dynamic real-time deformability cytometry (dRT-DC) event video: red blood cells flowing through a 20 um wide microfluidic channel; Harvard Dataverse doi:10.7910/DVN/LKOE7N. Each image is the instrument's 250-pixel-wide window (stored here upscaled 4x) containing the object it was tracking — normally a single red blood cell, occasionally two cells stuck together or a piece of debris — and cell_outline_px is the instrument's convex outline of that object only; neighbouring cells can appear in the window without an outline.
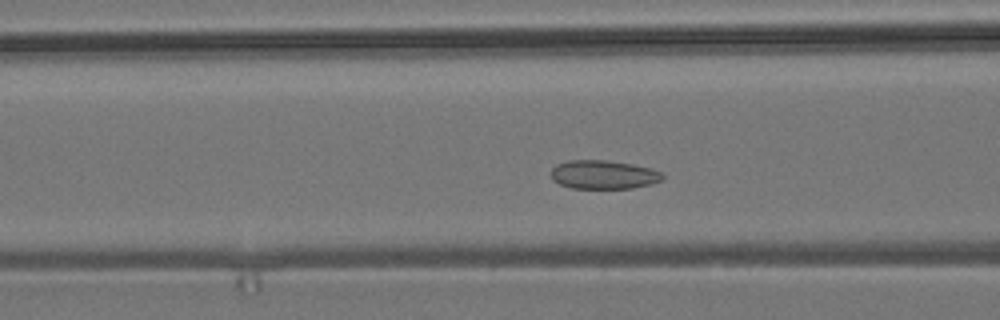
{"species": "common noctule bat (a hibernating species)", "species_latin": "Nyctalus noctula", "temperature_condition": "room temperature", "stored_images_in_passage": 51, "camera_frame_rate_fps": 3000, "um_per_image_px": 0.085, "animal": {"sex": "male", "body_mass_g": 19.2, "forearm_length_mm": 51.8}, "frame": {"image": 1, "passage_image": 16, "time_ms": 5.0, "image_size_px": [1000, 320], "cell_outline_px": [[664, 176], [660, 180], [652, 184], [632, 188], [572, 188], [560, 184], [552, 180], [552, 168], [556, 164], [568, 160], [608, 160], [632, 164], [652, 168], [664, 172]], "centroid_in_image_um": [51.32, 14.83], "position_along_channel_um": 115.3, "area_um2": 18.79}}
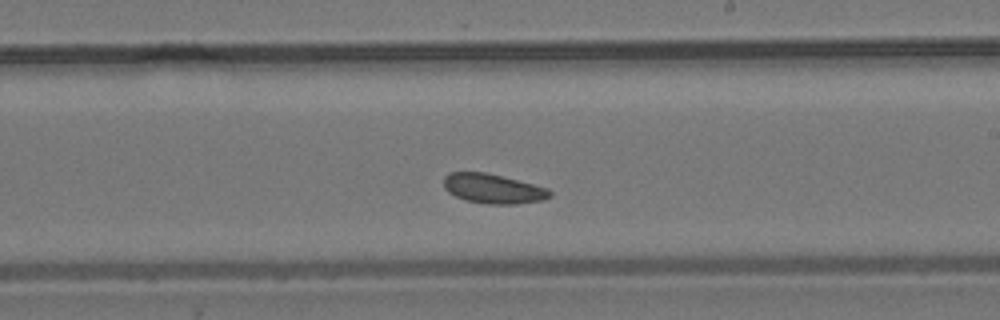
{"frame": {"image": 2, "passage_image": 27, "time_ms": 8.667, "image_size_px": [1000, 320], "cell_outline_px": [[552, 196], [544, 200], [516, 204], [484, 204], [468, 200], [456, 196], [448, 192], [444, 188], [444, 176], [448, 172], [484, 172], [548, 188], [552, 192]], "centroid_in_image_um": [41.91, 16.04], "position_along_channel_um": 247.1, "area_um2": 18.21}}
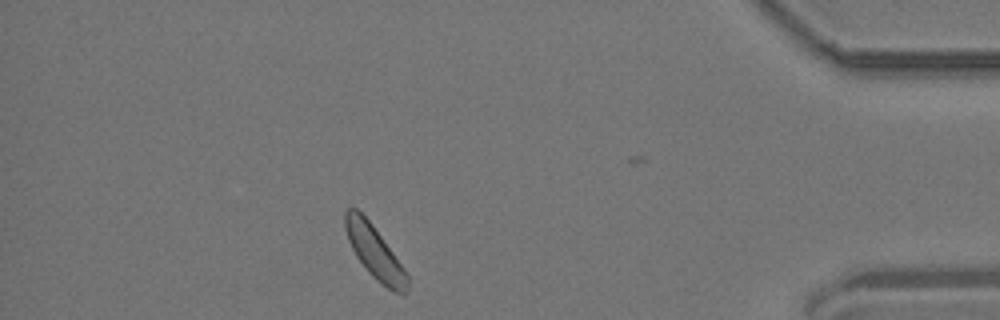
{"frame": {"image": 3, "passage_image": 44, "time_ms": 14.333, "image_size_px": [1000, 320], "cell_outline_px": [[408, 292], [392, 292], [376, 280], [368, 272], [356, 256], [348, 240], [344, 228], [344, 212], [348, 208], [356, 208], [372, 224], [404, 268], [408, 276]], "centroid_in_image_um": [31.83, 21.44], "position_along_channel_um": 403.4, "area_um2": 18.96}, "authors_computed_cell_mechanics": {"area_um2": 18.9006, "velocity_mm_per_s": 3.5981, "shape_relaxation_time_tau1_ms": null, "shape_relaxation_time_tau2_ms": 3.6689, "deformation_change_tau1": null, "deformation_change_tau2": 0.0635}}